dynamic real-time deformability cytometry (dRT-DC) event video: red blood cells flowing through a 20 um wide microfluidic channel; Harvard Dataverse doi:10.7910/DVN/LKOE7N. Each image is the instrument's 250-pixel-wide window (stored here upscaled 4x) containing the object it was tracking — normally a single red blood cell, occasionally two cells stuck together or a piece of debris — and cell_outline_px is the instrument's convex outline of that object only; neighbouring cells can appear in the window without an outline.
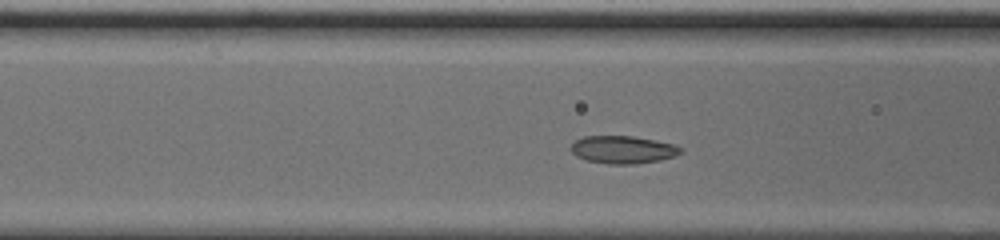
{"species": "common noctule bat (a hibernating species)", "species_latin": "Nyctalus noctula", "temperature_condition": "cold", "stored_images_in_passage": 39, "camera_frame_rate_fps": 3000, "um_per_image_px": 0.085, "animal": {"sex": "male", "body_mass_g": 20.0, "forearm_length_mm": 53.3}, "frame": {"image": 1, "passage_image": 4, "time_ms": 1.0, "image_size_px": [1000, 240], "cell_outline_px": [[684, 148], [676, 156], [660, 160], [636, 164], [608, 164], [588, 160], [576, 156], [572, 152], [572, 144], [576, 140], [584, 136], [632, 136], [656, 140], [676, 144]], "centroid_in_image_um": [53.0, 12.72], "position_along_channel_um": 113.6, "area_um2": 17.74}}
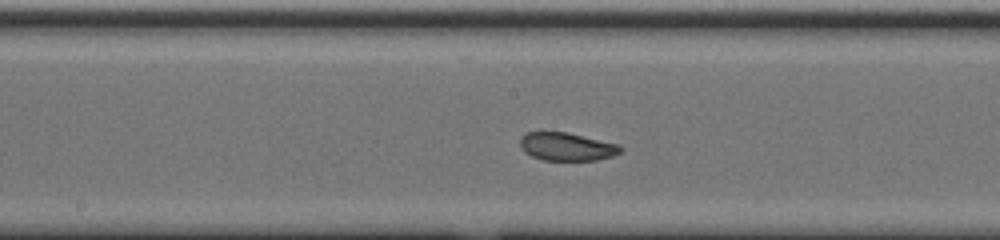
{"frame": {"image": 2, "passage_image": 11, "time_ms": 3.333, "image_size_px": [1000, 240], "cell_outline_px": [[624, 148], [620, 152], [612, 156], [596, 160], [544, 160], [532, 156], [524, 152], [520, 144], [520, 136], [524, 132], [568, 132], [620, 144]], "centroid_in_image_um": [48.18, 12.45], "position_along_channel_um": 200.0, "area_um2": 16.59}}
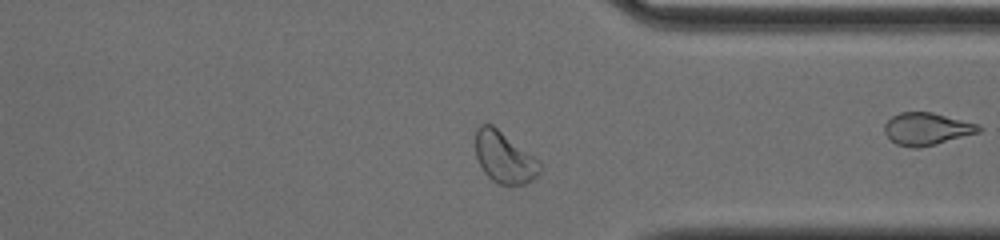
{"frame": {"image": 3, "passage_image": 25, "time_ms": 8.0, "image_size_px": [1000, 240], "cell_outline_px": [[540, 172], [532, 180], [524, 184], [500, 184], [492, 180], [484, 172], [476, 156], [476, 132], [480, 124], [492, 124], [540, 160]], "centroid_in_image_um": [42.88, 13.37], "position_along_channel_um": 368.5, "area_um2": 19.07}}